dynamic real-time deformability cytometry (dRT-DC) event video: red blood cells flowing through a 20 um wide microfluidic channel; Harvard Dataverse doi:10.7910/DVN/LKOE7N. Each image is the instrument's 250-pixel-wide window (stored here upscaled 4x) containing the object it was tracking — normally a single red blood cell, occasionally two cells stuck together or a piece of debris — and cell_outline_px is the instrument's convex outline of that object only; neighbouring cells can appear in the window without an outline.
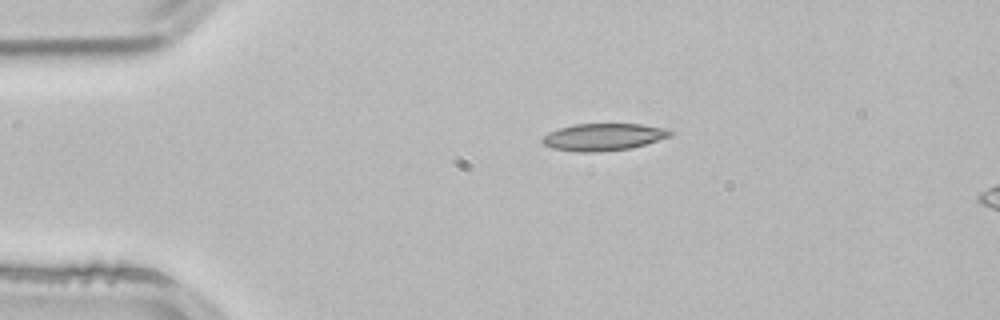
{"species": "common noctule bat (a hibernating species)", "species_latin": "Nyctalus noctula", "temperature_condition": "room temperature", "stored_images_in_passage": 3, "segment_of_instrument_passage": [1, 2], "camera_frame_rate_fps": 3000, "um_per_image_px": 0.085, "animal": {"sex": "male", "body_mass_g": 21.5, "forearm_length_mm": 52.0}, "frame": {"image": 1, "passage_image": 1, "time_ms": 0.0, "image_size_px": [1000, 320], "cell_outline_px": [[672, 136], [632, 148], [596, 152], [580, 152], [552, 148], [544, 144], [540, 140], [548, 132], [572, 124], [640, 124], [668, 128], [672, 132]], "centroid_in_image_um": [51.3, 11.64], "position_along_channel_um": 33.7, "area_um2": 20.29}}